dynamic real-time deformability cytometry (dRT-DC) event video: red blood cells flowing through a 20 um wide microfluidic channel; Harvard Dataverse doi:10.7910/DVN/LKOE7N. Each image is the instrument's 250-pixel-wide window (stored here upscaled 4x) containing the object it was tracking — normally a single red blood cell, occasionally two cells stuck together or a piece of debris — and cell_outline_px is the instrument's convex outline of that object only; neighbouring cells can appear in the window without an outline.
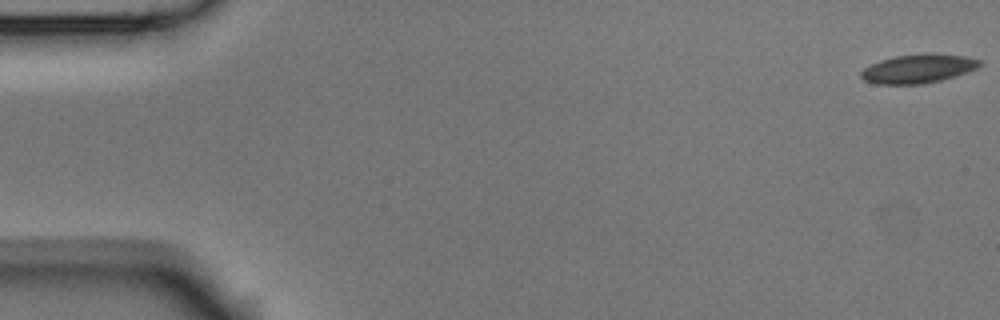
{"species": "Egyptian fruit bat (a non-hibernating species)", "species_latin": "Rousettus aegyptiacus", "temperature_condition": "room temperature", "stored_images_in_passage": 4, "segment_of_instrument_passage": [2, 2], "camera_frame_rate_fps": 3000, "um_per_image_px": 0.085, "animal": {"sex": "male"}, "frame": {"image": 1, "passage_image": 4, "time_ms": 1.0, "image_size_px": [1000, 320], "cell_outline_px": [[984, 64], [976, 68], [956, 76], [924, 84], [876, 84], [864, 80], [860, 76], [860, 72], [864, 68], [880, 60], [896, 56], [924, 52], [932, 52], [964, 56], [980, 60]], "centroid_in_image_um": [78.05, 5.82], "position_along_channel_um": 6.9, "area_um2": 20.17}}